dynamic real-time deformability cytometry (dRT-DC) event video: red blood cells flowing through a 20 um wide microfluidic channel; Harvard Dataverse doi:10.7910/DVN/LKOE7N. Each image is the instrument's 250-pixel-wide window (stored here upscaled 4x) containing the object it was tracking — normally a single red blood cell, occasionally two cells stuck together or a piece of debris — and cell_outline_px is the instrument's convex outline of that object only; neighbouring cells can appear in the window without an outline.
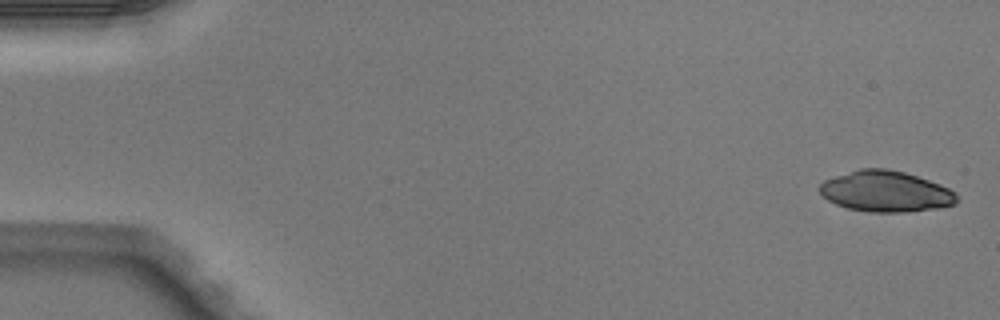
{"species": "Egyptian fruit bat (a non-hibernating species)", "species_latin": "Rousettus aegyptiacus", "temperature_condition": "warm", "stored_images_in_passage": 4, "camera_frame_rate_fps": 3000, "um_per_image_px": 0.085, "animal": {"sex": "male"}, "frame": {"image": 1, "passage_image": 1, "time_ms": 0.0, "image_size_px": [1000, 320], "cell_outline_px": [[960, 200], [956, 204], [936, 208], [904, 212], [872, 212], [848, 208], [836, 204], [828, 200], [820, 192], [820, 184], [824, 180], [860, 168], [884, 168], [904, 172], [940, 184], [956, 192], [960, 196]], "centroid_in_image_um": [75.33, 16.27], "position_along_channel_um": 9.7, "area_um2": 32.6}}